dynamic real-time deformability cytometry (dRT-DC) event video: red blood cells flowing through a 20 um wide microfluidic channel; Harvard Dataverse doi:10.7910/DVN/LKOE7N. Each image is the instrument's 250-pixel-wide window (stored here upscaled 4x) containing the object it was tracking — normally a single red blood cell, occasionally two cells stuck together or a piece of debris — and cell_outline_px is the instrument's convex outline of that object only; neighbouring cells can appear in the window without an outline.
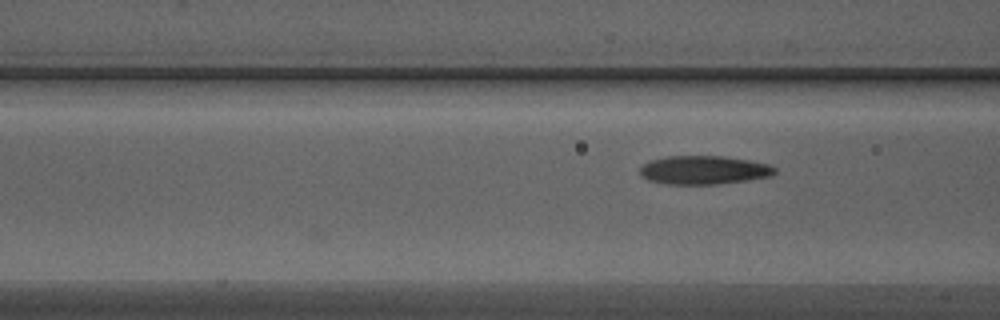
{"species": "Egyptian fruit bat (a non-hibernating species)", "species_latin": "Rousettus aegyptiacus", "temperature_condition": "warm", "stored_images_in_passage": 4, "camera_frame_rate_fps": 3000, "um_per_image_px": 0.085, "animal": {"sex": "male"}, "frame": {"image": 1, "passage_image": 3, "time_ms": 0.667, "image_size_px": [1000, 320], "cell_outline_px": [[776, 172], [772, 176], [748, 180], [716, 184], [668, 184], [648, 180], [640, 176], [640, 168], [648, 160], [668, 156], [720, 156], [748, 160], [768, 164], [776, 168]], "centroid_in_image_um": [59.81, 14.45], "position_along_channel_um": 106.8, "area_um2": 22.48}}